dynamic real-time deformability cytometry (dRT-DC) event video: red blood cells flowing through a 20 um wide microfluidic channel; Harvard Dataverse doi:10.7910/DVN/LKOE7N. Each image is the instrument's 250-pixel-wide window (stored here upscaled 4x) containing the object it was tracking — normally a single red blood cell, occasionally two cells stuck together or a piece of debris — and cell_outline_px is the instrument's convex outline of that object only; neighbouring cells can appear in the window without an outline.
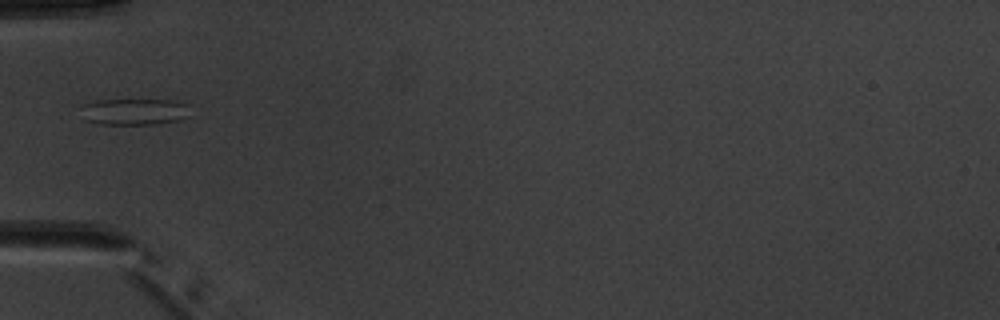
{"species": "common noctule bat (a hibernating species)", "species_latin": "Nyctalus noctula", "temperature_condition": "warm", "stored_images_in_passage": 2, "camera_frame_rate_fps": 3000, "um_per_image_px": 0.085, "animal": {"sex": "male", "body_mass_g": 20.1, "forearm_length_mm": 53.5}, "frame": {"image": 1, "passage_image": 2, "time_ms": 1.333, "image_size_px": [1000, 320], "cell_outline_px": [[188, 116], [176, 120], [156, 124], [100, 124], [88, 120], [84, 104], [96, 100], [172, 100], [188, 104]], "centroid_in_image_um": [11.5, 9.48], "position_along_channel_um": 73.5, "area_um2": 16.3}}